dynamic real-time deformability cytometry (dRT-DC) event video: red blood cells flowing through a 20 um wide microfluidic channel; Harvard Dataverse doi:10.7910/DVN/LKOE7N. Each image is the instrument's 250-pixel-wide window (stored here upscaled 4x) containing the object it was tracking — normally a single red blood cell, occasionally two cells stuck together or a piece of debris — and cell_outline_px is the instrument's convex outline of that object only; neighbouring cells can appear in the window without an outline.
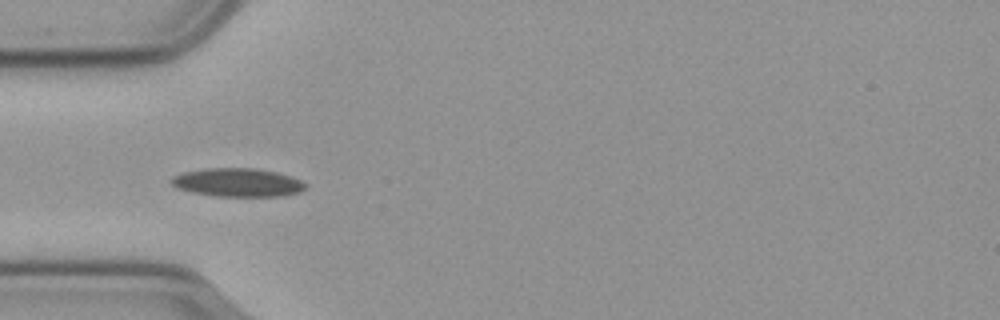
{"species": "common noctule bat (a hibernating species)", "species_latin": "Nyctalus noctula", "temperature_condition": "cold", "stored_images_in_passage": 15, "camera_frame_rate_fps": 3000, "um_per_image_px": 0.085, "animal": {"sex": "male", "body_mass_g": 23.1, "forearm_length_mm": 52.7}, "frame": {"image": 1, "passage_image": 5, "time_ms": 1.333, "image_size_px": [1000, 320], "cell_outline_px": [[308, 188], [300, 192], [284, 196], [216, 196], [192, 192], [176, 188], [172, 184], [172, 176], [184, 172], [204, 168], [256, 168], [276, 172], [292, 176], [308, 184]], "centroid_in_image_um": [20.25, 15.51], "position_along_channel_um": 64.8, "area_um2": 22.43}}
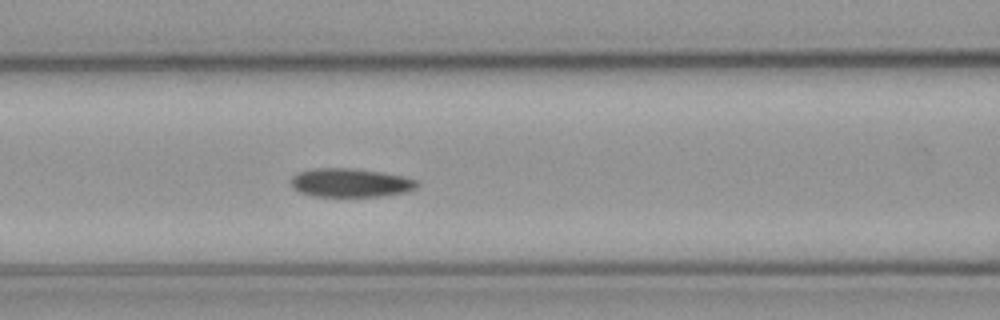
{"frame": {"image": 2, "passage_image": 11, "time_ms": 3.333, "image_size_px": [1000, 320], "cell_outline_px": [[420, 184], [416, 188], [404, 192], [380, 196], [312, 196], [300, 192], [292, 188], [292, 176], [296, 172], [312, 168], [352, 168], [380, 172], [404, 176], [416, 180]], "centroid_in_image_um": [29.76, 15.52], "position_along_channel_um": 136.8, "area_um2": 21.1}}